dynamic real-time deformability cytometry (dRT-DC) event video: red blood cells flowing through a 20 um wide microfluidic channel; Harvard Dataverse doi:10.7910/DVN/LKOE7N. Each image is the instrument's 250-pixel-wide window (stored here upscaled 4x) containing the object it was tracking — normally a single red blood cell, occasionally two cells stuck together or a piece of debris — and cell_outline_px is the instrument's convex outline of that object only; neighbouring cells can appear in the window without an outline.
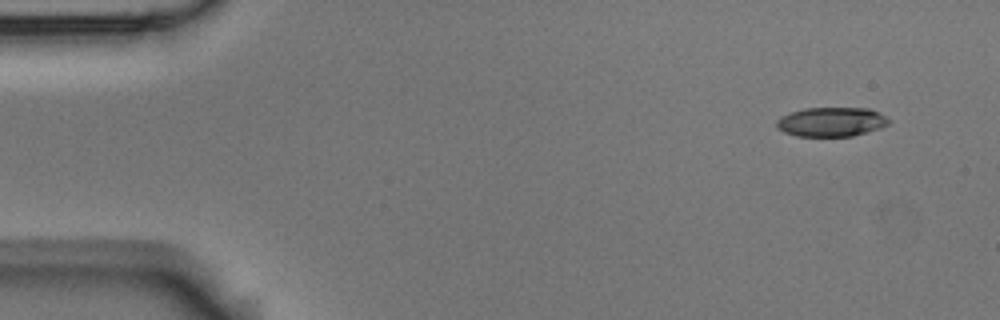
{"species": "Egyptian fruit bat (a non-hibernating species)", "species_latin": "Rousettus aegyptiacus", "temperature_condition": "room temperature", "stored_images_in_passage": 6, "camera_frame_rate_fps": 3000, "um_per_image_px": 0.085, "animal": {"sex": "male"}, "frame": {"image": 1, "passage_image": 1, "time_ms": 0.0, "image_size_px": [1000, 320], "cell_outline_px": [[892, 120], [888, 124], [880, 128], [852, 136], [796, 136], [784, 132], [776, 128], [776, 120], [780, 116], [804, 108], [868, 108], [880, 112]], "centroid_in_image_um": [70.67, 10.35], "position_along_channel_um": 14.3, "area_um2": 19.31}}
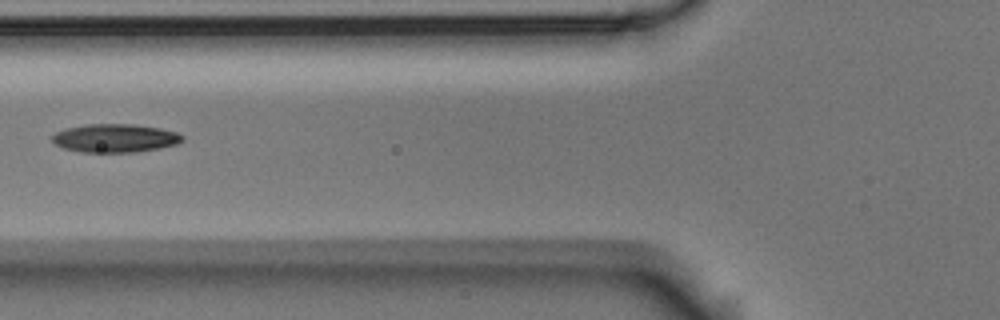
{"frame": {"image": 2, "passage_image": 5, "time_ms": 1.333, "image_size_px": [1000, 320], "cell_outline_px": [[184, 140], [176, 144], [160, 148], [136, 152], [80, 152], [64, 148], [56, 144], [52, 140], [52, 136], [56, 132], [64, 128], [84, 124], [132, 124], [160, 128], [176, 132], [184, 136]], "centroid_in_image_um": [9.77, 11.74], "position_along_channel_um": 116.0, "area_um2": 21.62}}
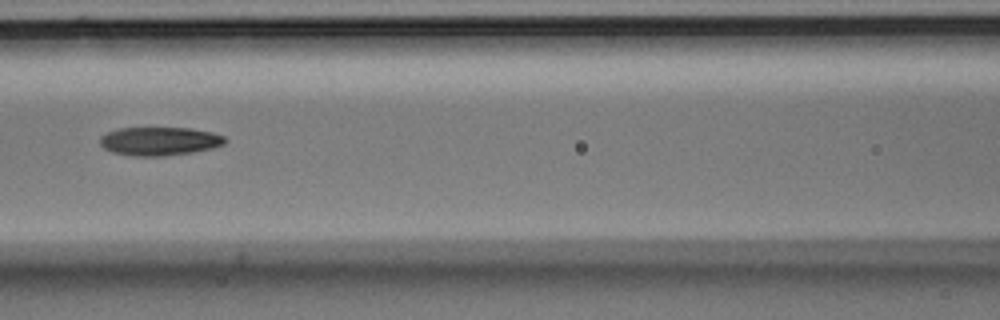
{"frame": {"image": 3, "passage_image": 6, "time_ms": 1.667, "image_size_px": [1000, 320], "cell_outline_px": [[228, 140], [224, 144], [212, 148], [192, 152], [164, 156], [132, 156], [112, 152], [104, 148], [100, 144], [100, 136], [108, 132], [120, 128], [192, 128], [212, 132], [224, 136]], "centroid_in_image_um": [13.57, 12.0], "position_along_channel_um": 153.0, "area_um2": 20.81}}